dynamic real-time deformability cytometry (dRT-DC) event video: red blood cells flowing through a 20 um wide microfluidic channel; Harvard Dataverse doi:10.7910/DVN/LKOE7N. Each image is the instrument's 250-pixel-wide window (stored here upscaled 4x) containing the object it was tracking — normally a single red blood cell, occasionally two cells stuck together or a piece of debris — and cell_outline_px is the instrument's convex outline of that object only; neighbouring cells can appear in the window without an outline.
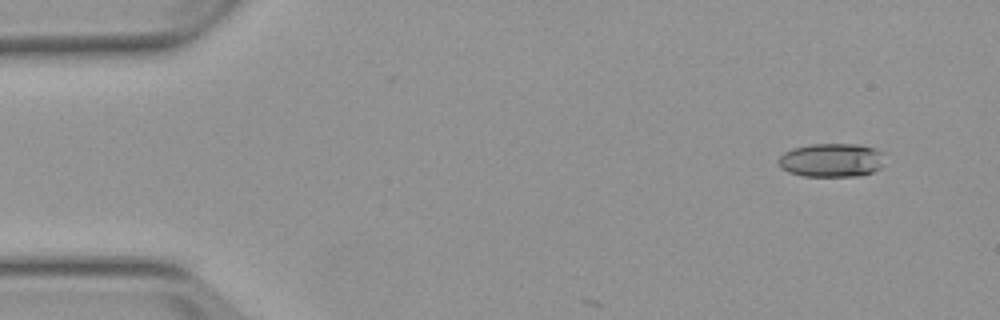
{"species": "Egyptian fruit bat (a non-hibernating species)", "species_latin": "Rousettus aegyptiacus", "temperature_condition": "warm", "stored_images_in_passage": 3, "camera_frame_rate_fps": 3000, "um_per_image_px": 0.085, "animal": {"sex": "female"}, "frame": {"image": 1, "passage_image": 1, "time_ms": 0.0, "image_size_px": [1000, 320], "cell_outline_px": [[884, 152], [880, 168], [872, 172], [860, 176], [804, 176], [788, 172], [780, 168], [780, 156], [784, 152], [792, 148], [812, 144], [860, 144]], "centroid_in_image_um": [70.68, 13.61], "position_along_channel_um": 14.3, "area_um2": 20.87}}
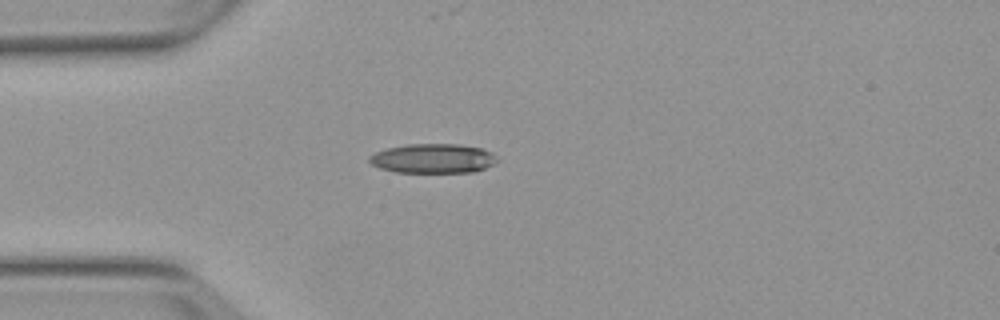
{"frame": {"image": 2, "passage_image": 3, "time_ms": 3.333, "image_size_px": [1000, 320], "cell_outline_px": [[500, 160], [484, 168], [472, 172], [396, 172], [380, 168], [372, 164], [368, 160], [368, 156], [376, 152], [388, 148], [408, 144], [460, 144], [480, 148], [492, 152]], "centroid_in_image_um": [36.81, 13.46], "position_along_channel_um": 48.2, "area_um2": 21.85}}